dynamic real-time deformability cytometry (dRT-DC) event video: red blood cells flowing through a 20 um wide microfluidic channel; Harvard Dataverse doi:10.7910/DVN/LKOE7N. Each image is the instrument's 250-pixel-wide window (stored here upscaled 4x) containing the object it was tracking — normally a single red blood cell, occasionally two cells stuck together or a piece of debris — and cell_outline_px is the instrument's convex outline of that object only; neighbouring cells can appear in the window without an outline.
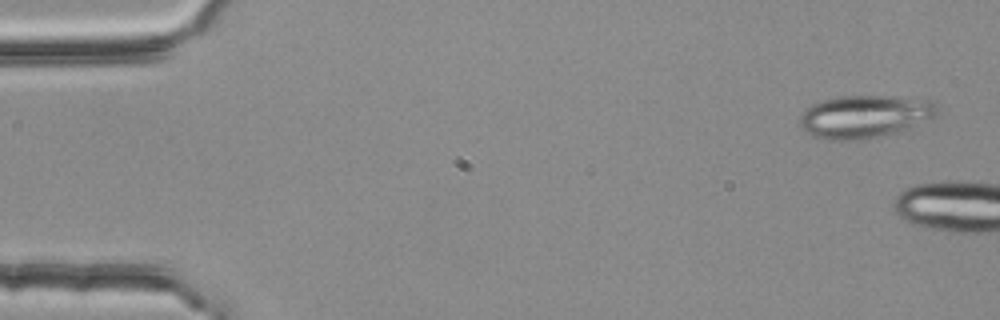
{"species": "common noctule bat (a hibernating species)", "species_latin": "Nyctalus noctula", "temperature_condition": "room temperature", "stored_images_in_passage": 3, "camera_frame_rate_fps": 3000, "um_per_image_px": 0.085, "animal": {"sex": "female", "body_mass_g": 25.1}, "frame": {"image": 1, "passage_image": 1, "time_ms": 0.0, "image_size_px": [1000, 320], "cell_outline_px": [[940, 108], [936, 116], [912, 128], [860, 140], [828, 140], [812, 136], [804, 132], [800, 128], [800, 116], [812, 104], [824, 100], [840, 96], [888, 96], [936, 100], [940, 104]], "centroid_in_image_um": [73.56, 9.9], "position_along_channel_um": 11.4, "area_um2": 34.62}}